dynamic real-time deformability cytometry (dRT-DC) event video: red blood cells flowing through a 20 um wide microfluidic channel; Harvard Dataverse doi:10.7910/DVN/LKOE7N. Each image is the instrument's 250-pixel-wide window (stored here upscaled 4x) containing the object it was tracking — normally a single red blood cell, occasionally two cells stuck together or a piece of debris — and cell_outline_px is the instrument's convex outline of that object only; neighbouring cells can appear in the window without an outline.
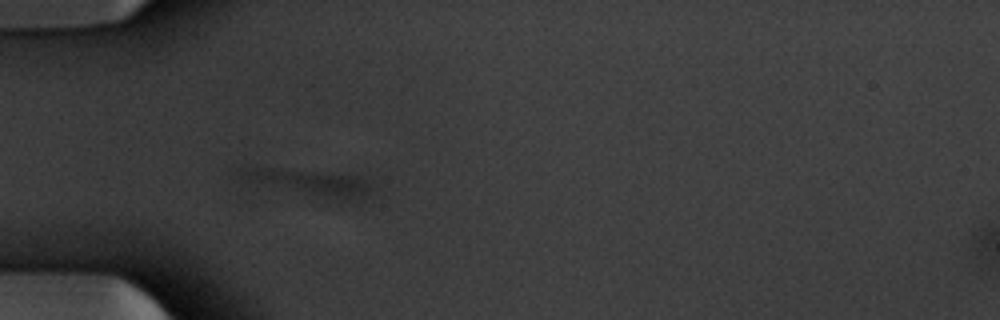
{"species": "common noctule bat (a hibernating species)", "species_latin": "Nyctalus noctula", "temperature_condition": "warm", "stored_images_in_passage": 52, "camera_frame_rate_fps": 3000, "um_per_image_px": 0.085, "animal": {"sex": "male", "body_mass_g": 20.1, "forearm_length_mm": 53.5}, "frame": {"image": 1, "passage_image": 15, "time_ms": 4.667, "image_size_px": [1000, 320], "cell_outline_px": [[380, 184], [376, 192], [368, 196], [348, 200], [340, 200], [268, 188], [244, 180], [236, 176], [228, 168], [240, 164], [256, 164], [360, 176]], "centroid_in_image_um": [26.09, 15.43], "position_along_channel_um": 58.9, "area_um2": 22.77}}
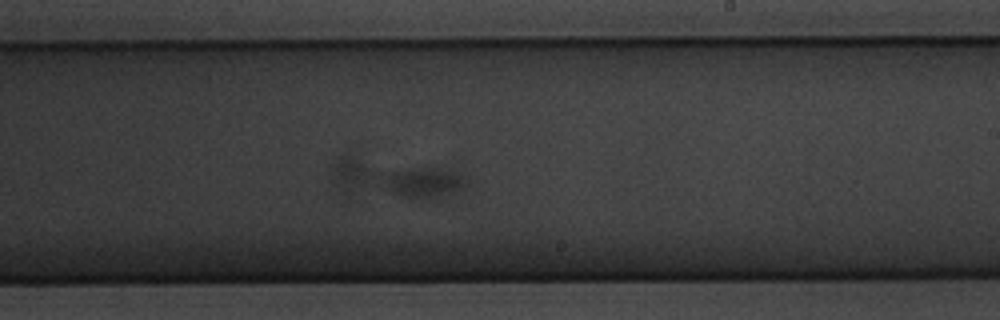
{"frame": {"image": 2, "passage_image": 31, "time_ms": 10.0, "image_size_px": [1000, 320], "cell_outline_px": [[468, 184], [432, 200], [348, 200], [344, 196], [336, 180], [336, 164], [340, 156], [348, 156], [440, 168], [464, 176], [468, 180]], "centroid_in_image_um": [33.45, 15.33], "position_along_channel_um": 255.6, "area_um2": 31.62}}